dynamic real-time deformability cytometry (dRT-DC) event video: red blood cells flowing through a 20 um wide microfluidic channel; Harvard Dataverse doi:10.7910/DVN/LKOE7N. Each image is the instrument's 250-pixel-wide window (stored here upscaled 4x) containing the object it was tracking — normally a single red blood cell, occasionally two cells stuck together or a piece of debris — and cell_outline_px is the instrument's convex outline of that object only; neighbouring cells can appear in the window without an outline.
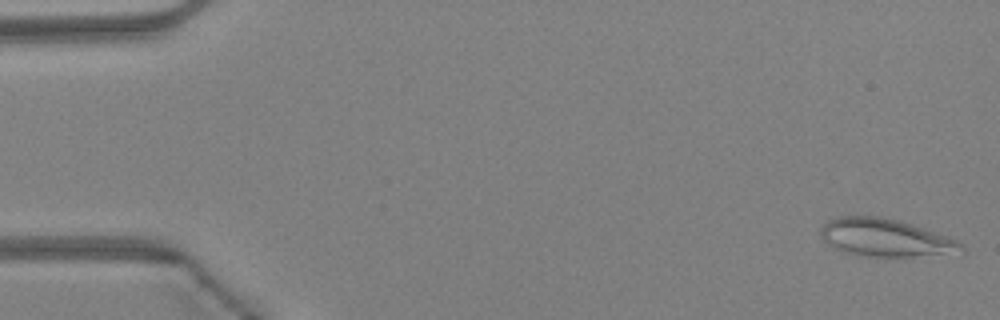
{"species": "Egyptian fruit bat (a non-hibernating species)", "species_latin": "Rousettus aegyptiacus", "temperature_condition": "warm", "stored_images_in_passage": 47, "camera_frame_rate_fps": 3000, "um_per_image_px": 0.085, "animal": {"sex": "female"}, "frame": {"image": 1, "passage_image": 1, "time_ms": 0.0, "image_size_px": [1000, 320], "cell_outline_px": [[964, 252], [912, 256], [868, 256], [844, 252], [828, 244], [820, 236], [820, 228], [828, 220], [840, 216], [876, 216], [896, 220], [912, 224], [948, 236], [964, 244]], "centroid_in_image_um": [75.26, 20.2], "position_along_channel_um": 9.7, "area_um2": 30.63}}
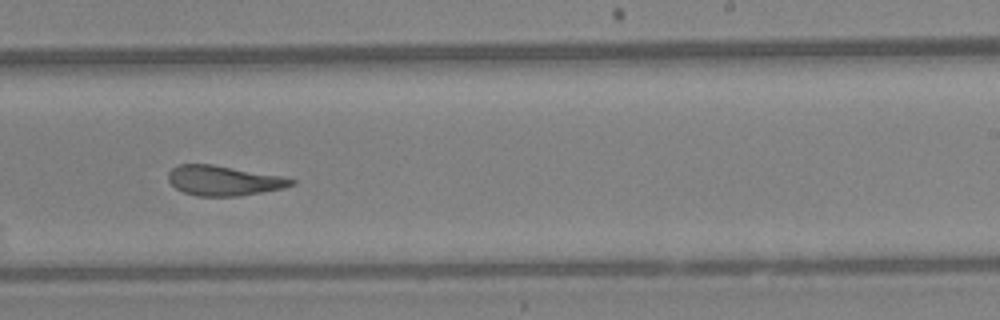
{"frame": {"image": 2, "passage_image": 29, "time_ms": 9.333, "image_size_px": [1000, 320], "cell_outline_px": [[296, 184], [284, 188], [240, 196], [196, 196], [184, 192], [176, 188], [168, 180], [168, 172], [172, 168], [180, 164], [212, 164], [284, 176], [296, 180]], "centroid_in_image_um": [19.05, 15.35], "position_along_channel_um": 270.0, "area_um2": 21.62}}
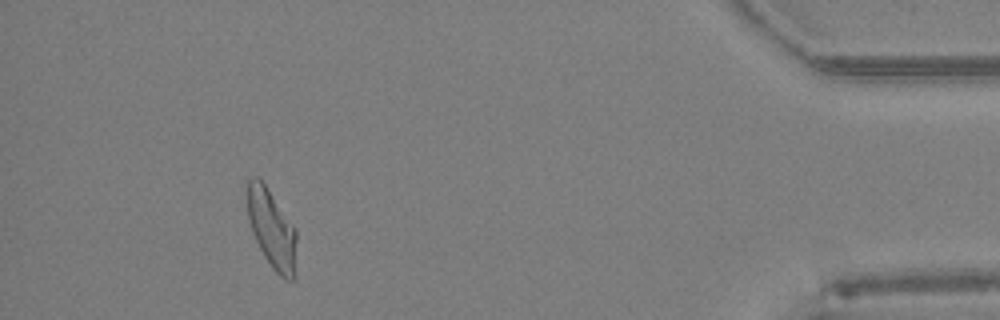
{"frame": {"image": 3, "passage_image": 43, "time_ms": 14.0, "image_size_px": [1000, 320], "cell_outline_px": [[296, 276], [292, 280], [284, 280], [272, 268], [264, 256], [252, 232], [248, 216], [248, 180], [252, 176], [256, 176], [264, 184], [296, 228]], "centroid_in_image_um": [23.13, 19.52], "position_along_channel_um": 412.1, "area_um2": 22.48}, "authors_computed_cell_mechanics": {"area_um2": 23.2356, "velocity_mm_per_s": 4.3274, "shape_relaxation_time_tau1_ms": null, "shape_relaxation_time_tau2_ms": 2.3894, "deformation_change_tau1": null, "deformation_change_tau2": 0.1275}}